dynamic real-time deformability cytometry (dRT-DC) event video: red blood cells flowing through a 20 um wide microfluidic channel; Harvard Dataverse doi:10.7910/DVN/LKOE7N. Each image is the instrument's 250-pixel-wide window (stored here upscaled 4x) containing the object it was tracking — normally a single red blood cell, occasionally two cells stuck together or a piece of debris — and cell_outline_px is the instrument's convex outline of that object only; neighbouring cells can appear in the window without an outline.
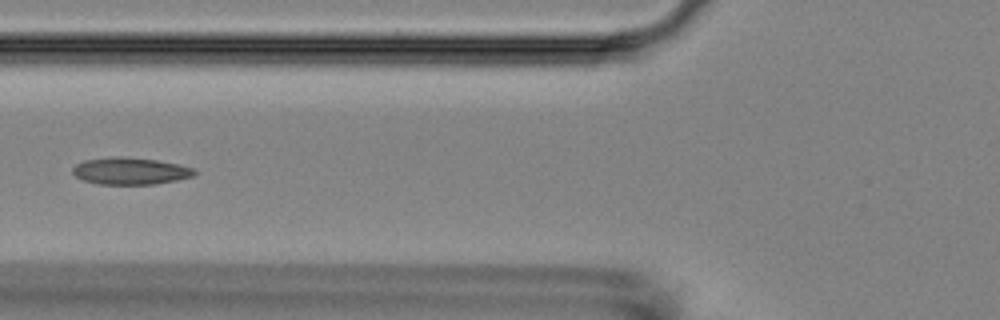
{"species": "Egyptian fruit bat (a non-hibernating species)", "species_latin": "Rousettus aegyptiacus", "temperature_condition": "room temperature", "stored_images_in_passage": 6, "camera_frame_rate_fps": 3000, "um_per_image_px": 0.085, "animal": {"sex": "female"}, "frame": {"image": 1, "passage_image": 6, "time_ms": 6.667, "image_size_px": [1000, 320], "cell_outline_px": [[196, 172], [192, 176], [176, 180], [156, 184], [96, 184], [84, 180], [76, 176], [72, 172], [72, 168], [76, 164], [84, 160], [116, 156], [124, 156], [156, 160], [180, 164], [196, 168]], "centroid_in_image_um": [11.08, 14.53], "position_along_channel_um": 114.7, "area_um2": 19.25}}